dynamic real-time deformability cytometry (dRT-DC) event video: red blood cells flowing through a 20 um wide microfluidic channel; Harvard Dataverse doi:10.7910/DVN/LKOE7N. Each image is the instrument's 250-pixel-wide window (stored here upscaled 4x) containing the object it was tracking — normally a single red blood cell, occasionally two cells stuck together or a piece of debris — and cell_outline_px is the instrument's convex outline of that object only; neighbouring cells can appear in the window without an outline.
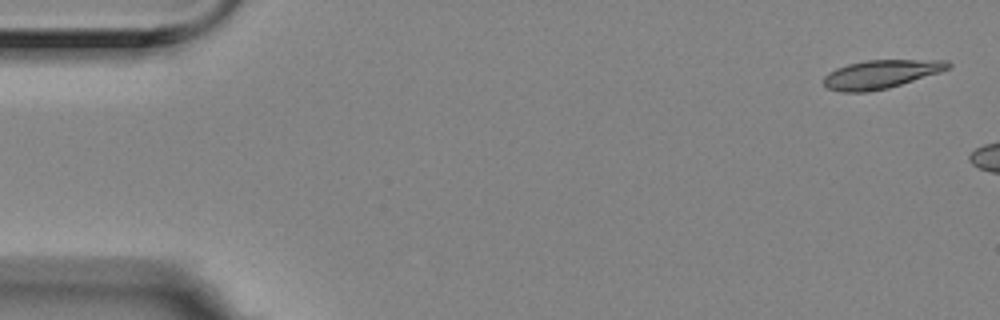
{"species": "Egyptian fruit bat (a non-hibernating species)", "species_latin": "Rousettus aegyptiacus", "temperature_condition": "room temperature", "stored_images_in_passage": 3, "camera_frame_rate_fps": 3000, "um_per_image_px": 0.085, "animal": {"sex": "female"}, "frame": {"image": 1, "passage_image": 1, "time_ms": 0.0, "image_size_px": [1000, 320], "cell_outline_px": [[952, 68], [940, 72], [888, 88], [864, 92], [840, 92], [824, 88], [824, 76], [828, 72], [836, 68], [848, 64], [864, 60], [948, 60], [952, 64]], "centroid_in_image_um": [74.86, 6.3], "position_along_channel_um": 10.1, "area_um2": 20.81}}